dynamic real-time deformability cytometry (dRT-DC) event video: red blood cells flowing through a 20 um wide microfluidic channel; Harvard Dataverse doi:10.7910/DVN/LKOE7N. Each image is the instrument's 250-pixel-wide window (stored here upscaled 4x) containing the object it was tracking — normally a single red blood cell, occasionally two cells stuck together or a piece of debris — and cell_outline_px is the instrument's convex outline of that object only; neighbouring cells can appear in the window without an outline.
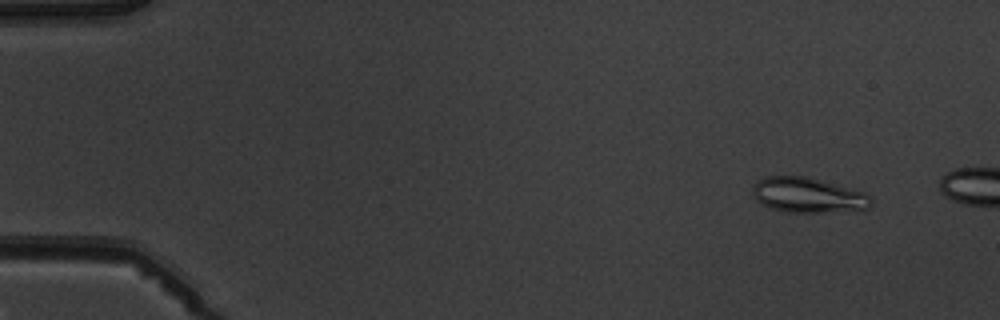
{"species": "common noctule bat (a hibernating species)", "species_latin": "Nyctalus noctula", "temperature_condition": "warm", "stored_images_in_passage": 4, "camera_frame_rate_fps": 3000, "um_per_image_px": 0.085, "animal": {"sex": "male", "body_mass_g": 19.5, "forearm_length_mm": 54.6}, "frame": {"image": 1, "passage_image": 2, "time_ms": 1.0, "image_size_px": [1000, 320], "cell_outline_px": [[872, 204], [868, 208], [820, 212], [784, 212], [760, 204], [756, 200], [752, 192], [752, 184], [756, 180], [764, 176], [804, 176], [864, 192], [872, 196]], "centroid_in_image_um": [68.6, 16.58], "position_along_channel_um": 16.4, "area_um2": 24.1}}